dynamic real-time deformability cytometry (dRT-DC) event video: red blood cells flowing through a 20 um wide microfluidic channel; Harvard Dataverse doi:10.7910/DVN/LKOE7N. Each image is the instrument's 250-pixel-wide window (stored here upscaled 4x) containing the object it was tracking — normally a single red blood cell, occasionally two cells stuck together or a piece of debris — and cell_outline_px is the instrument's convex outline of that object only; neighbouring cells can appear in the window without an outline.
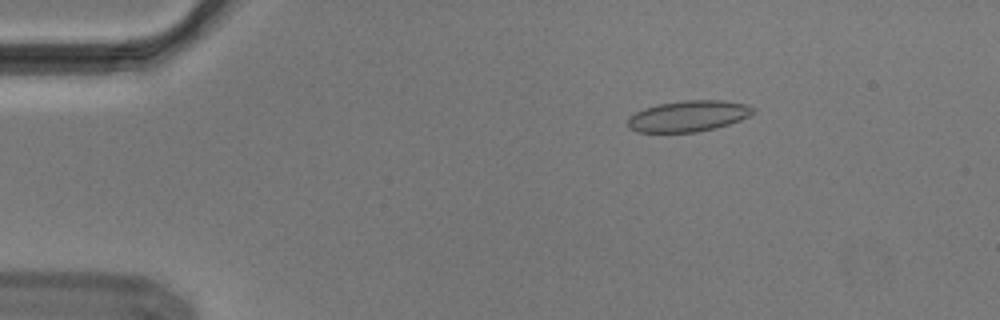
{"species": "Egyptian fruit bat (a non-hibernating species)", "species_latin": "Rousettus aegyptiacus", "temperature_condition": "cold", "stored_images_in_passage": 54, "segment_of_instrument_passage": [1, 2], "camera_frame_rate_fps": 3000, "um_per_image_px": 0.085, "animal": {"sex": "male"}, "frame": {"image": 1, "passage_image": 9, "time_ms": 2.667, "image_size_px": [1000, 320], "cell_outline_px": [[752, 112], [748, 116], [740, 120], [716, 128], [696, 132], [636, 132], [628, 128], [628, 116], [644, 108], [660, 104], [684, 100], [720, 100], [748, 104], [752, 108]], "centroid_in_image_um": [58.47, 9.87], "position_along_channel_um": 26.5, "area_um2": 22.54}}
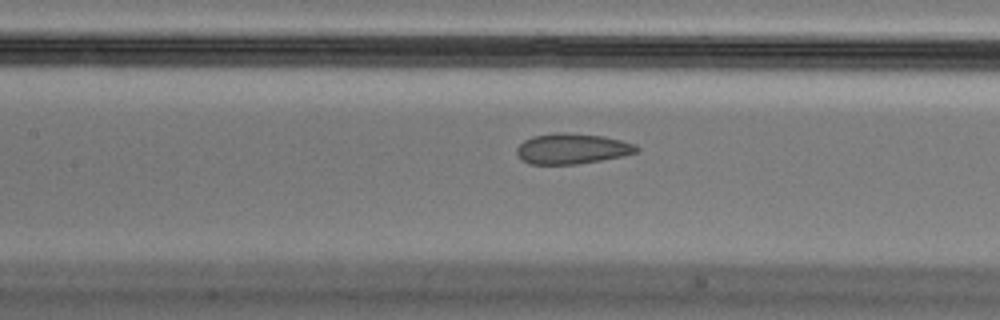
{"frame": {"image": 2, "passage_image": 25, "time_ms": 8.0, "image_size_px": [1000, 320], "cell_outline_px": [[640, 148], [636, 152], [624, 156], [576, 164], [528, 164], [520, 160], [516, 152], [516, 148], [524, 140], [532, 136], [556, 132], [564, 132], [604, 136], [636, 144]], "centroid_in_image_um": [48.6, 12.64], "position_along_channel_um": 158.8, "area_um2": 21.44}}
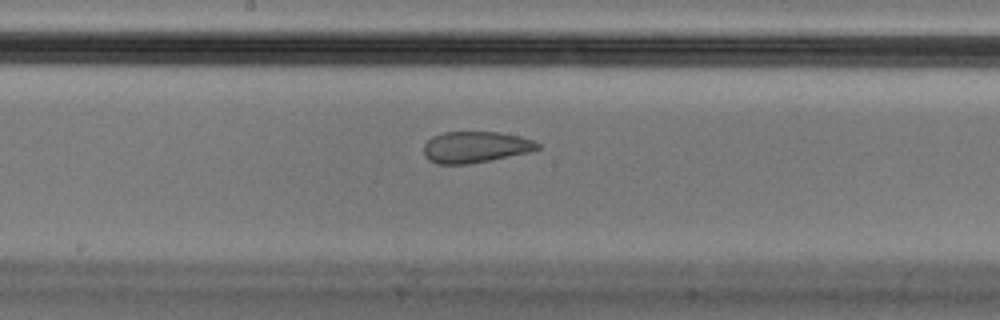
{"frame": {"image": 3, "passage_image": 29, "time_ms": 9.333, "image_size_px": [1000, 320], "cell_outline_px": [[540, 148], [528, 152], [468, 164], [436, 164], [428, 160], [424, 156], [424, 144], [432, 136], [444, 132], [496, 132], [520, 136], [532, 140], [540, 144]], "centroid_in_image_um": [40.36, 12.5], "position_along_channel_um": 207.8, "area_um2": 20.63}}